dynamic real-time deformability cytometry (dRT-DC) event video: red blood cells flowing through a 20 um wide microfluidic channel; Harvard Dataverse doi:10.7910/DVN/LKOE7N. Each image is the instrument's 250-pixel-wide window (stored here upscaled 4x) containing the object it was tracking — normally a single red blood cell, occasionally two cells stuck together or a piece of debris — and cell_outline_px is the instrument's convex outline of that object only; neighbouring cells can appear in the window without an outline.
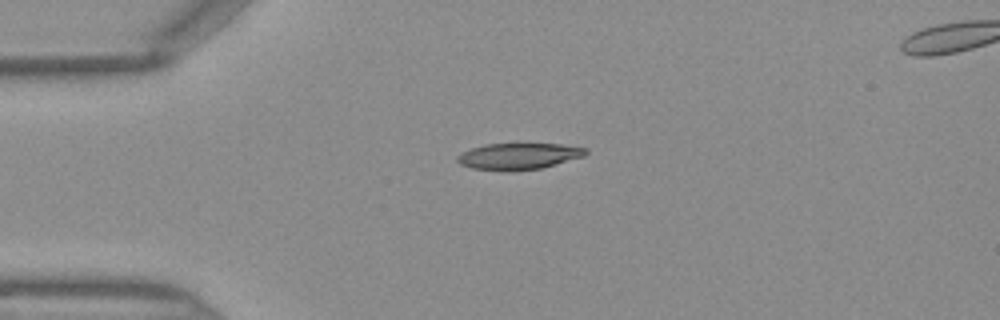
{"species": "Egyptian fruit bat (a non-hibernating species)", "species_latin": "Rousettus aegyptiacus", "temperature_condition": "warm", "stored_images_in_passage": 36, "camera_frame_rate_fps": 3000, "um_per_image_px": 0.085, "frame": {"image": 1, "passage_image": 1, "time_ms": 0.0, "image_size_px": [1000, 320], "cell_outline_px": [[588, 152], [584, 156], [540, 168], [512, 172], [508, 172], [472, 168], [460, 164], [456, 160], [456, 156], [472, 148], [484, 144], [560, 144], [588, 148]], "centroid_in_image_um": [44.07, 13.29], "position_along_channel_um": 40.9, "area_um2": 19.77}}
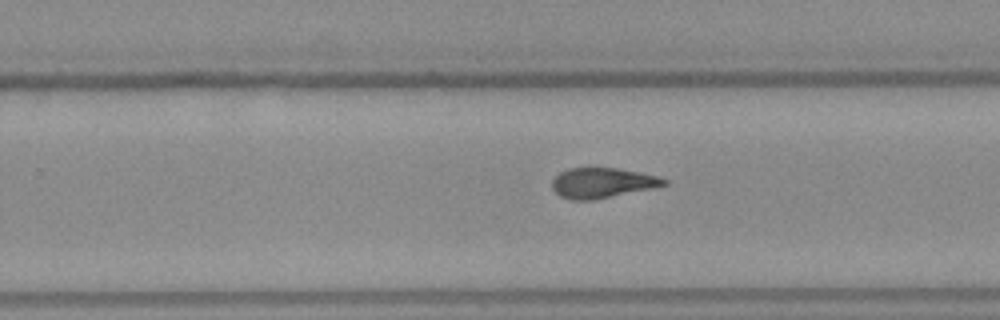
{"frame": {"image": 2, "passage_image": 19, "time_ms": 6.0, "image_size_px": [1000, 320], "cell_outline_px": [[668, 184], [652, 188], [592, 200], [572, 200], [560, 196], [552, 188], [552, 180], [560, 172], [568, 168], [616, 168], [640, 172], [656, 176], [668, 180]], "centroid_in_image_um": [51.17, 15.54], "position_along_channel_um": 278.6, "area_um2": 19.48}}
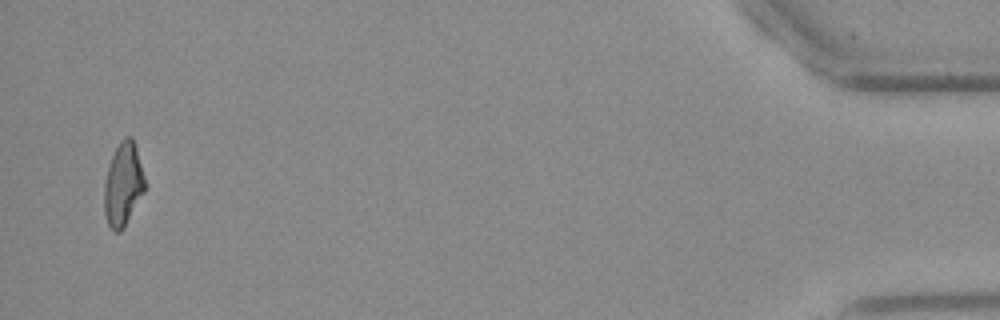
{"frame": {"image": 3, "passage_image": 35, "time_ms": 11.333, "image_size_px": [1000, 320], "cell_outline_px": [[144, 192], [124, 228], [120, 232], [116, 232], [108, 224], [104, 212], [104, 184], [108, 168], [112, 156], [120, 140], [124, 136], [132, 136], [136, 148], [144, 176]], "centroid_in_image_um": [10.46, 15.68], "position_along_channel_um": 424.7, "area_um2": 19.54}}